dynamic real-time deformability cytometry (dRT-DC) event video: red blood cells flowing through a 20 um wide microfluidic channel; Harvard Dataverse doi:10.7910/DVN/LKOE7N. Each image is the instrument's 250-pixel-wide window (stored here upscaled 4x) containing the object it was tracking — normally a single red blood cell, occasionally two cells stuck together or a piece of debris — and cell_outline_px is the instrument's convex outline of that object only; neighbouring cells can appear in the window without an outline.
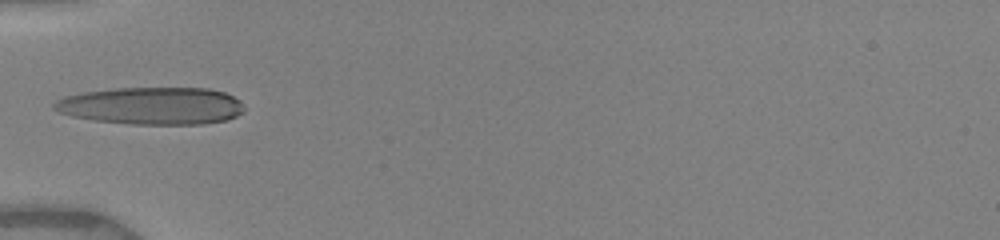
{"species": "human", "species_latin": "Homo sapiens", "temperature_condition": "warm", "stored_images_in_passage": 47, "camera_frame_rate_fps": 3000, "um_per_image_px": 0.085, "donor": {"sex": "female"}, "frame": {"image": 1, "passage_image": 1, "time_ms": 0.0, "image_size_px": [1000, 240], "cell_outline_px": [[244, 112], [228, 120], [204, 124], [132, 124], [96, 120], [72, 116], [60, 112], [52, 108], [52, 104], [56, 100], [64, 96], [84, 92], [116, 88], [208, 88], [224, 92], [240, 100], [244, 108]], "centroid_in_image_um": [12.92, 8.99], "position_along_channel_um": 72.1, "area_um2": 41.5}}
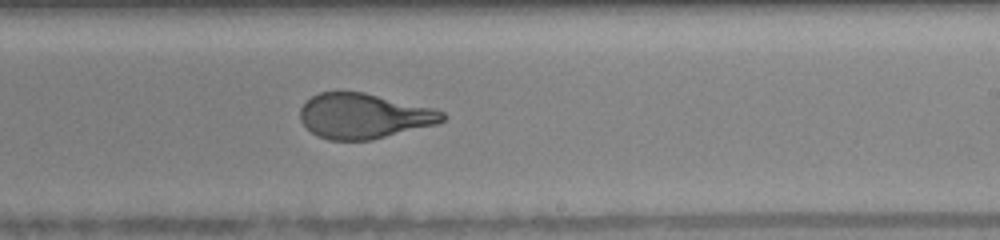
{"frame": {"image": 2, "passage_image": 22, "time_ms": 4.667, "image_size_px": [1000, 240], "cell_outline_px": [[448, 116], [444, 120], [436, 124], [372, 140], [328, 140], [312, 132], [300, 120], [300, 108], [312, 96], [320, 92], [364, 92], [436, 108], [444, 112]], "centroid_in_image_um": [30.97, 9.85], "position_along_channel_um": 258.0, "area_um2": 37.45}}
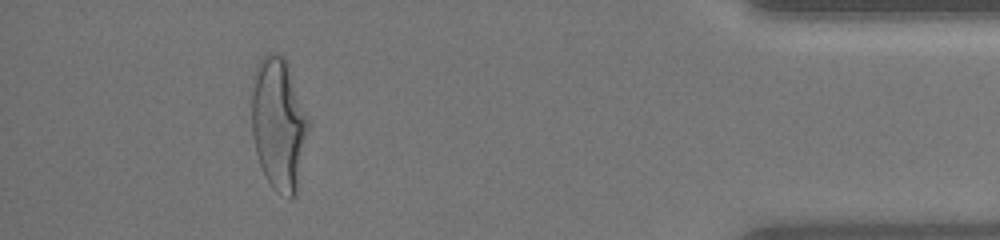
{"frame": {"image": 3, "passage_image": 45, "time_ms": 9.667, "image_size_px": [1000, 240], "cell_outline_px": [[308, 128], [296, 196], [292, 200], [288, 200], [276, 192], [272, 188], [260, 164], [256, 152], [252, 136], [252, 72], [256, 64], [268, 52], [276, 52], [284, 56], [288, 64], [308, 120]], "centroid_in_image_um": [23.66, 10.53], "position_along_channel_um": 411.5, "area_um2": 43.87}, "authors_computed_cell_mechanics": {"area_um2": 39.3618, "velocity_mm_per_s": 3.9817, "shape_relaxation_time_tau1_ms": 4.9113, "shape_relaxation_time_tau2_ms": 0.7669, "deformation_change_tau1": 0.2368, "deformation_change_tau2": 0.0875}}